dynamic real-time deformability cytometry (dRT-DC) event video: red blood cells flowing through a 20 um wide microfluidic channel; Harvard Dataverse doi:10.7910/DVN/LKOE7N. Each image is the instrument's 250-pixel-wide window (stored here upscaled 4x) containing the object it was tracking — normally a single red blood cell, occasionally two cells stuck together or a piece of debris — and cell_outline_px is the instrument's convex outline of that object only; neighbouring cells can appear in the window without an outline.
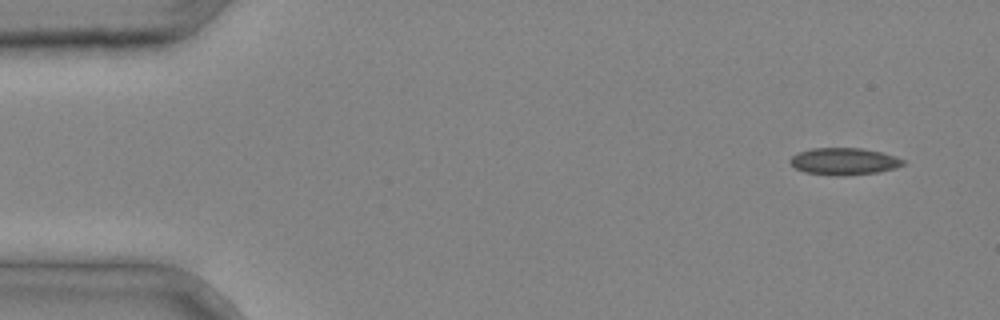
{"species": "common noctule bat (a hibernating species)", "species_latin": "Nyctalus noctula", "temperature_condition": "cold", "stored_images_in_passage": 3, "camera_frame_rate_fps": 3000, "um_per_image_px": 0.085, "animal": {"sex": "male", "body_mass_g": 20.4}, "frame": {"image": 1, "passage_image": 1, "time_ms": 0.0, "image_size_px": [1000, 320], "cell_outline_px": [[904, 164], [896, 168], [876, 172], [844, 176], [804, 172], [796, 168], [788, 160], [792, 156], [800, 152], [812, 148], [860, 148], [880, 152], [896, 156], [904, 160]], "centroid_in_image_um": [71.75, 13.71], "position_along_channel_um": 13.3, "area_um2": 17.57}}
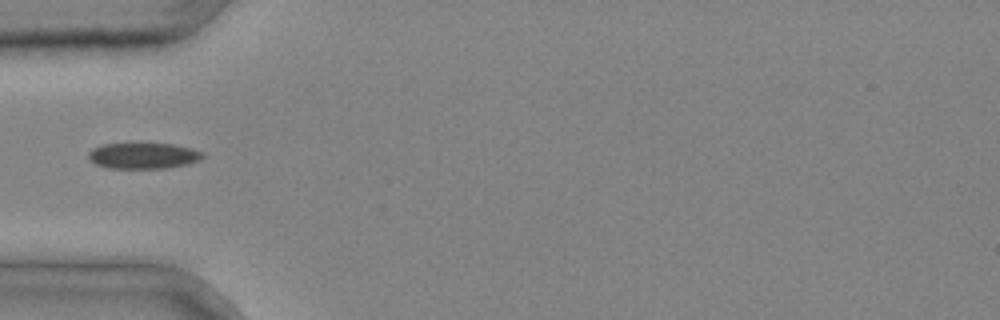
{"frame": {"image": 2, "passage_image": 3, "time_ms": 0.667, "image_size_px": [1000, 320], "cell_outline_px": [[208, 156], [200, 160], [188, 164], [164, 168], [108, 168], [96, 164], [88, 160], [88, 152], [92, 148], [104, 144], [176, 144], [192, 148], [204, 152]], "centroid_in_image_um": [12.22, 13.24], "position_along_channel_um": 72.8, "area_um2": 17.46}}